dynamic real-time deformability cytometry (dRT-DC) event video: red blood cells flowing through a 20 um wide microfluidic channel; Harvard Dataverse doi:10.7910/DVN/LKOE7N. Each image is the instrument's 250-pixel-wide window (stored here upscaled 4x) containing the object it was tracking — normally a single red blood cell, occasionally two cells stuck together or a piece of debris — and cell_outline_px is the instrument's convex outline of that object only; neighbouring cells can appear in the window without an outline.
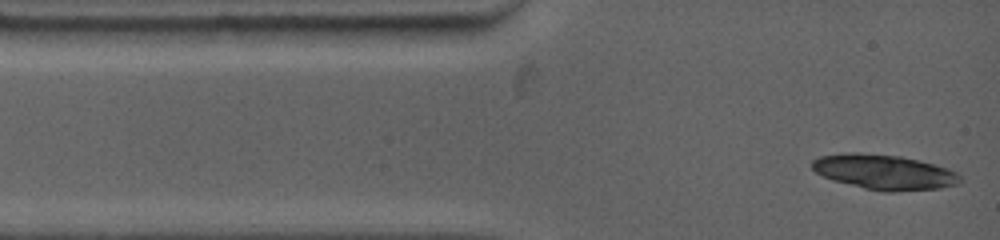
{"species": "common noctule bat (a hibernating species)", "species_latin": "Nyctalus noctula", "temperature_condition": "warm", "stored_images_in_passage": 3, "camera_frame_rate_fps": 4500, "um_per_image_px": 0.085, "animal": {"sex": "female", "body_mass_g": 19.0, "forearm_length_mm": 53.3}, "frame": {"image": 1, "passage_image": 1, "time_ms": 0.0, "image_size_px": [1000, 240], "cell_outline_px": [[964, 176], [960, 184], [940, 188], [892, 192], [884, 192], [864, 188], [832, 180], [816, 172], [812, 168], [812, 160], [820, 156], [844, 152], [856, 152], [900, 156], [920, 160], [948, 168]], "centroid_in_image_um": [75.2, 14.62], "position_along_channel_um": 9.8, "area_um2": 30.46}}